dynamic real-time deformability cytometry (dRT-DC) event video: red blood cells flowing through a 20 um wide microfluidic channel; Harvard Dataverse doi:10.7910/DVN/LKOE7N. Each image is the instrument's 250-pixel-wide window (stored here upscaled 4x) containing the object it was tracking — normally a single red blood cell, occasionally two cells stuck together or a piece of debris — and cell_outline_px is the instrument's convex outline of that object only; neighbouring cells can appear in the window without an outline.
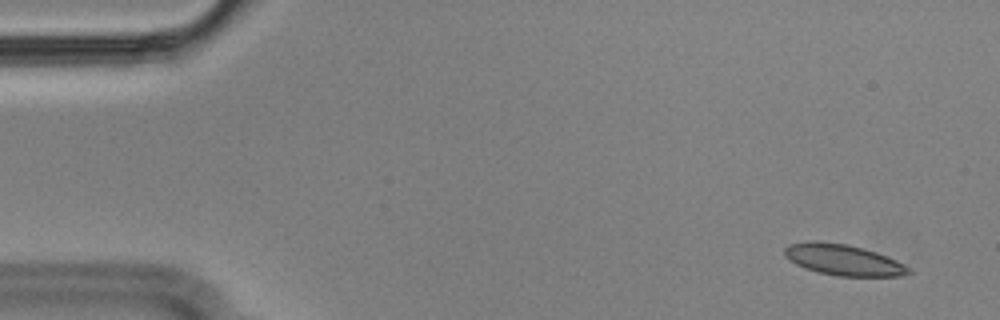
{"species": "Egyptian fruit bat (a non-hibernating species)", "species_latin": "Rousettus aegyptiacus", "temperature_condition": "cold", "stored_images_in_passage": 54, "camera_frame_rate_fps": 3000, "um_per_image_px": 0.085, "animal": {"sex": "male"}, "frame": {"image": 1, "passage_image": 1, "time_ms": 0.0, "image_size_px": [1000, 320], "cell_outline_px": [[912, 272], [900, 276], [836, 276], [804, 268], [796, 264], [784, 256], [784, 248], [788, 244], [808, 240], [816, 240], [848, 244], [864, 248], [876, 252], [896, 260], [904, 264]], "centroid_in_image_um": [71.63, 22.07], "position_along_channel_um": 13.4, "area_um2": 22.54}}
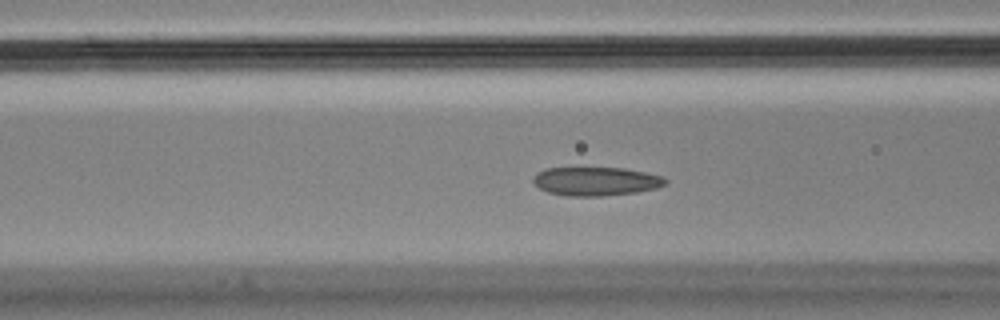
{"frame": {"image": 2, "passage_image": 19, "time_ms": 6.0, "image_size_px": [1000, 320], "cell_outline_px": [[668, 184], [656, 188], [636, 192], [604, 196], [568, 196], [548, 192], [540, 188], [532, 180], [536, 172], [544, 168], [624, 168], [664, 176], [668, 180]], "centroid_in_image_um": [50.68, 15.41], "position_along_channel_um": 115.9, "area_um2": 22.2}}
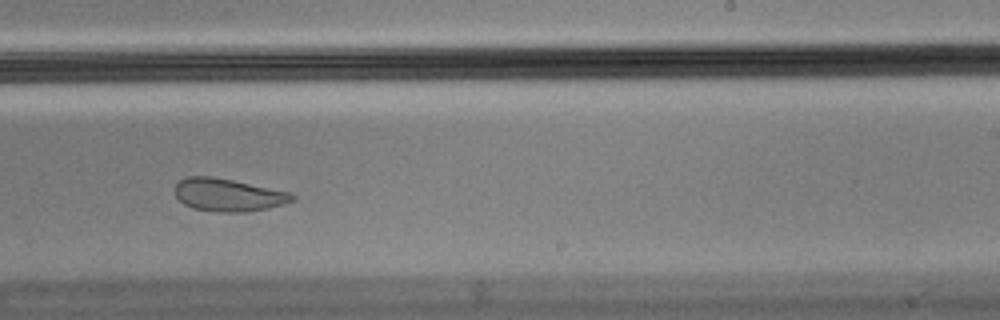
{"frame": {"image": 3, "passage_image": 32, "time_ms": 10.333, "image_size_px": [1000, 320], "cell_outline_px": [[296, 196], [292, 200], [284, 204], [268, 208], [244, 212], [216, 212], [192, 208], [184, 204], [176, 196], [172, 188], [180, 180], [188, 176], [212, 176], [232, 180], [288, 192]], "centroid_in_image_um": [19.33, 16.57], "position_along_channel_um": 269.7, "area_um2": 22.31}, "authors_computed_cell_mechanics": {"area_um2": 23.0622, "velocity_mm_per_s": 3.5519, "shape_relaxation_time_tau1_ms": null, "shape_relaxation_time_tau2_ms": 2.0742, "deformation_change_tau1": null, "deformation_change_tau2": 0.0627}}